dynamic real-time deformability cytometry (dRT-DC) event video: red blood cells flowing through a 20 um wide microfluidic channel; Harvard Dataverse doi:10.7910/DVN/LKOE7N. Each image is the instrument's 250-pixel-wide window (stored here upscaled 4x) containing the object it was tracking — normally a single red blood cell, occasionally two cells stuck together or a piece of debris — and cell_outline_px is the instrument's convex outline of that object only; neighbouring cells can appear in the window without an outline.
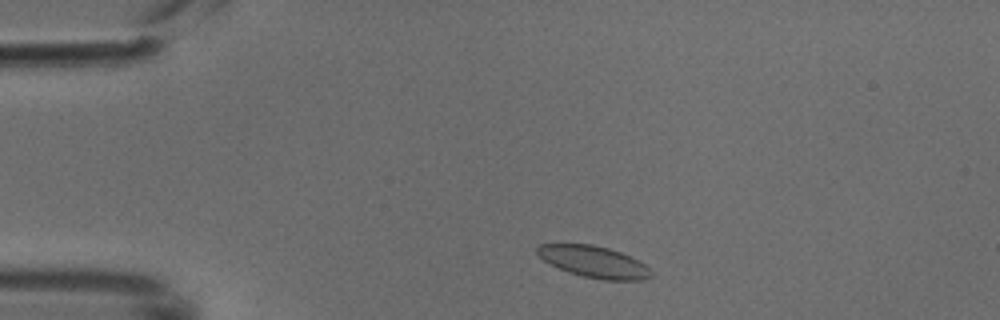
{"species": "common noctule bat (a hibernating species)", "species_latin": "Nyctalus noctula", "temperature_condition": "cold", "stored_images_in_passage": 2, "camera_frame_rate_fps": 3000, "um_per_image_px": 0.085, "animal": {"sex": "male", "body_mass_g": 18.8}, "frame": {"image": 1, "passage_image": 1, "time_ms": 0.0, "image_size_px": [1000, 320], "cell_outline_px": [[652, 276], [644, 280], [604, 280], [584, 276], [568, 272], [544, 260], [536, 252], [536, 248], [540, 244], [592, 244], [608, 248], [620, 252], [640, 260], [652, 272]], "centroid_in_image_um": [50.51, 22.25], "position_along_channel_um": 34.5, "area_um2": 20.81}}